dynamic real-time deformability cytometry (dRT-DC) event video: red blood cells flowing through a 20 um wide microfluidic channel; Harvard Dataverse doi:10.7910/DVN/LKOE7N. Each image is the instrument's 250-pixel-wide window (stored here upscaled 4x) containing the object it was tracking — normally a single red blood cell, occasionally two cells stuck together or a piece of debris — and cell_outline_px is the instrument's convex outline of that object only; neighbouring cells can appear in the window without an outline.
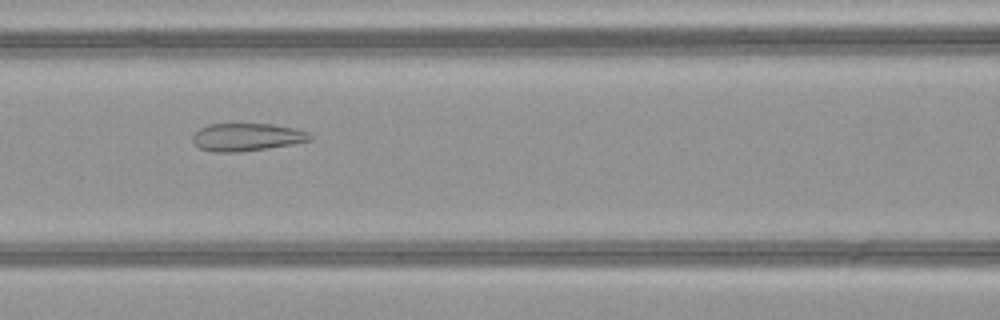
{"species": "common noctule bat (a hibernating species)", "species_latin": "Nyctalus noctula", "temperature_condition": "warm", "stored_images_in_passage": 51, "camera_frame_rate_fps": 3000, "um_per_image_px": 0.085, "animal": {"sex": "female", "body_mass_g": 21.9}, "frame": {"image": 1, "passage_image": 23, "time_ms": 7.333, "image_size_px": [1000, 320], "cell_outline_px": [[312, 140], [292, 144], [268, 148], [240, 152], [212, 152], [200, 148], [192, 140], [192, 136], [200, 128], [208, 124], [272, 124], [296, 128], [308, 132], [312, 136]], "centroid_in_image_um": [20.99, 11.65], "position_along_channel_um": 145.6, "area_um2": 19.02}}
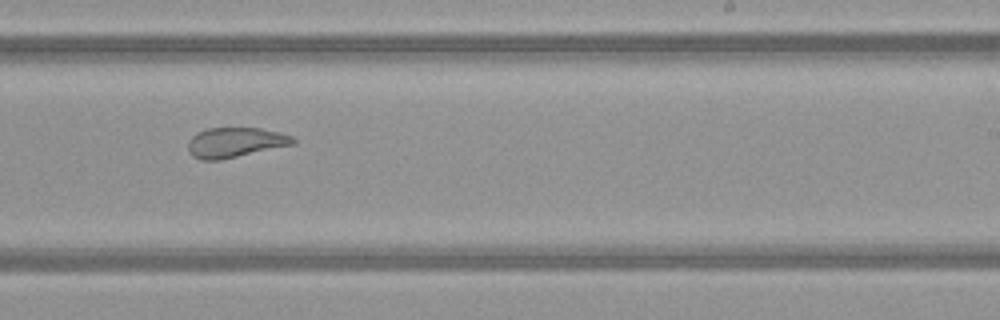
{"frame": {"image": 2, "passage_image": 32, "time_ms": 10.333, "image_size_px": [1000, 320], "cell_outline_px": [[296, 144], [220, 160], [200, 160], [192, 156], [188, 152], [188, 140], [196, 132], [208, 128], [260, 128], [280, 132], [292, 136], [296, 140]], "centroid_in_image_um": [19.98, 12.11], "position_along_channel_um": 269.0, "area_um2": 18.55}}
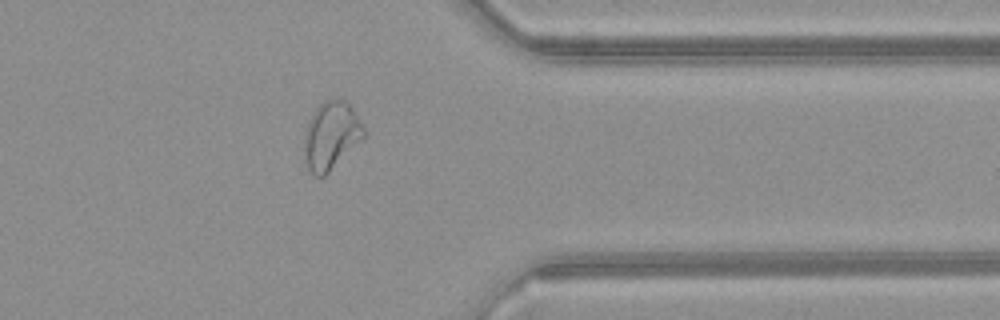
{"frame": {"image": 3, "passage_image": 41, "time_ms": 13.333, "image_size_px": [1000, 320], "cell_outline_px": [[364, 136], [324, 176], [316, 176], [308, 168], [304, 160], [304, 132], [308, 120], [312, 112], [324, 100], [336, 96], [340, 96], [352, 108], [364, 128]], "centroid_in_image_um": [28.09, 11.46], "position_along_channel_um": 383.3, "area_um2": 23.41}, "authors_computed_cell_mechanics": {"area_um2": 25.6054, "velocity_mm_per_s": 4.1236, "shape_relaxation_time_tau1_ms": null, "shape_relaxation_time_tau2_ms": 1.2175, "deformation_change_tau1": null, "deformation_change_tau2": 0.0905}}